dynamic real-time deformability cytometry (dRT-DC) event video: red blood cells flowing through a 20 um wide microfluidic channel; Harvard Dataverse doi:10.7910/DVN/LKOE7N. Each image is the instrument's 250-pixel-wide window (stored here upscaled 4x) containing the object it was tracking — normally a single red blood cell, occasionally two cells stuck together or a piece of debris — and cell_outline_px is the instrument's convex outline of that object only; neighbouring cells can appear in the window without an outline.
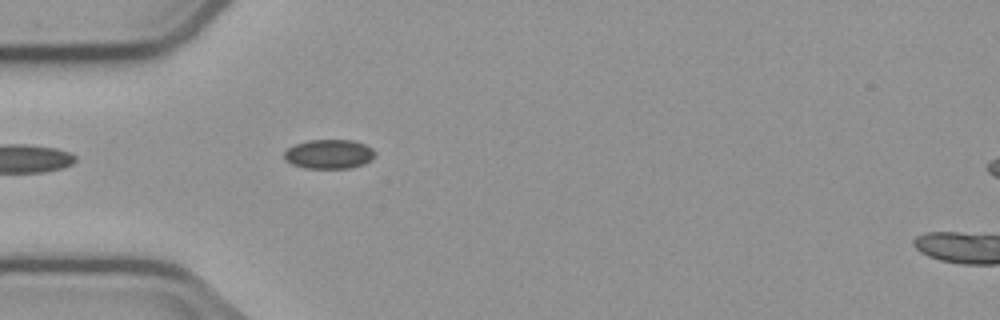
{"species": "common noctule bat (a hibernating species)", "species_latin": "Nyctalus noctula", "temperature_condition": "cold", "stored_images_in_passage": 4, "segment_of_instrument_passage": [1, 2], "camera_frame_rate_fps": 3000, "um_per_image_px": 0.085, "animal": {"sex": "male", "body_mass_g": 23.1, "forearm_length_mm": 52.7}, "frame": {"image": 1, "passage_image": 3, "time_ms": 2.333, "image_size_px": [1000, 320], "cell_outline_px": [[376, 156], [372, 160], [364, 164], [352, 168], [304, 168], [292, 164], [284, 160], [284, 152], [288, 148], [296, 144], [308, 140], [352, 140], [364, 144], [372, 148], [376, 152]], "centroid_in_image_um": [27.99, 13.1], "position_along_channel_um": 57.0, "area_um2": 15.66}}